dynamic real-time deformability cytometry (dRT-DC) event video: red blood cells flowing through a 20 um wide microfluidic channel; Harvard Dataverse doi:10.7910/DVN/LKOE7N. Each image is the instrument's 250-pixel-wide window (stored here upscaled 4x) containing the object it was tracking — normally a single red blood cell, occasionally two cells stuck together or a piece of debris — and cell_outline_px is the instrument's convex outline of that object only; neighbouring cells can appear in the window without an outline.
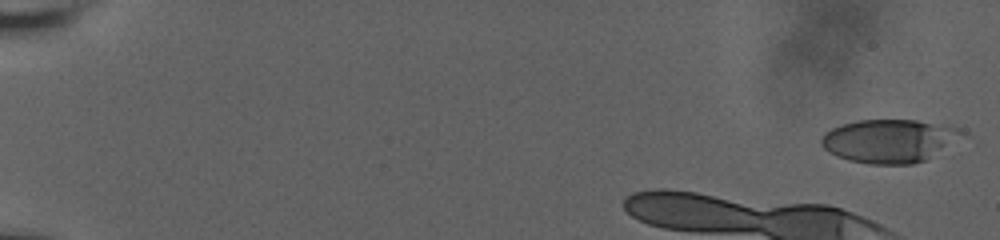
{"species": "human", "species_latin": "Homo sapiens", "temperature_condition": "room temperature", "stored_images_in_passage": 9, "camera_frame_rate_fps": 3000, "um_per_image_px": 0.085, "donor": {"sex": "male"}, "frame": {"image": 1, "passage_image": 1, "time_ms": 0.0, "image_size_px": [1000, 240], "cell_outline_px": [[968, 136], [924, 160], [912, 164], [868, 164], [848, 160], [836, 156], [828, 152], [820, 144], [820, 140], [824, 132], [832, 128], [844, 124], [860, 120], [916, 120], [960, 128], [968, 132]], "centroid_in_image_um": [75.63, 11.97], "position_along_channel_um": 9.4, "area_um2": 35.84}}